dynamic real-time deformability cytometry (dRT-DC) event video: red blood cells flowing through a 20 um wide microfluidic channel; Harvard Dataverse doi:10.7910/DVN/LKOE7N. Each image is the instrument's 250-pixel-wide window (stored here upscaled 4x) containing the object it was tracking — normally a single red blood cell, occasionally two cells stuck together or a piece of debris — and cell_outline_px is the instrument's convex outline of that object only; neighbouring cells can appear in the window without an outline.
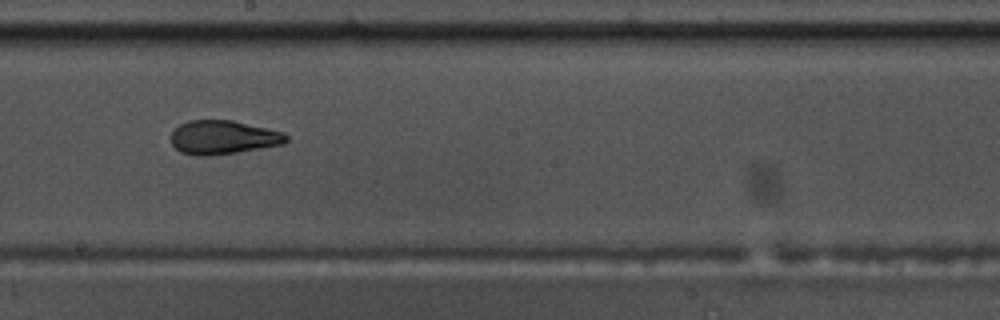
{"species": "common noctule bat (a hibernating species)", "species_latin": "Nyctalus noctula", "temperature_condition": "warm", "stored_images_in_passage": 8, "camera_frame_rate_fps": 3000, "um_per_image_px": 0.085, "animal": {"sex": "male", "body_mass_g": 17.5, "forearm_length_mm": 52.3}, "frame": {"image": 1, "passage_image": 6, "time_ms": 1.667, "image_size_px": [1000, 320], "cell_outline_px": [[288, 140], [284, 144], [236, 152], [208, 156], [196, 156], [180, 152], [172, 144], [172, 132], [180, 124], [188, 120], [232, 120], [284, 132], [288, 136]], "centroid_in_image_um": [18.97, 11.67], "position_along_channel_um": 229.2, "area_um2": 22.66}}
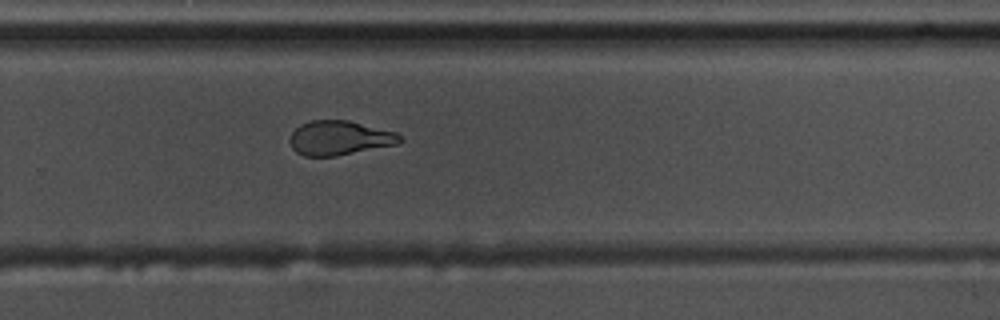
{"frame": {"image": 2, "passage_image": 8, "time_ms": 2.333, "image_size_px": [1000, 320], "cell_outline_px": [[404, 140], [400, 144], [336, 156], [304, 156], [296, 152], [292, 148], [288, 140], [292, 132], [300, 124], [312, 120], [348, 120], [396, 132]], "centroid_in_image_um": [28.86, 11.73], "position_along_channel_um": 300.9, "area_um2": 22.25}}